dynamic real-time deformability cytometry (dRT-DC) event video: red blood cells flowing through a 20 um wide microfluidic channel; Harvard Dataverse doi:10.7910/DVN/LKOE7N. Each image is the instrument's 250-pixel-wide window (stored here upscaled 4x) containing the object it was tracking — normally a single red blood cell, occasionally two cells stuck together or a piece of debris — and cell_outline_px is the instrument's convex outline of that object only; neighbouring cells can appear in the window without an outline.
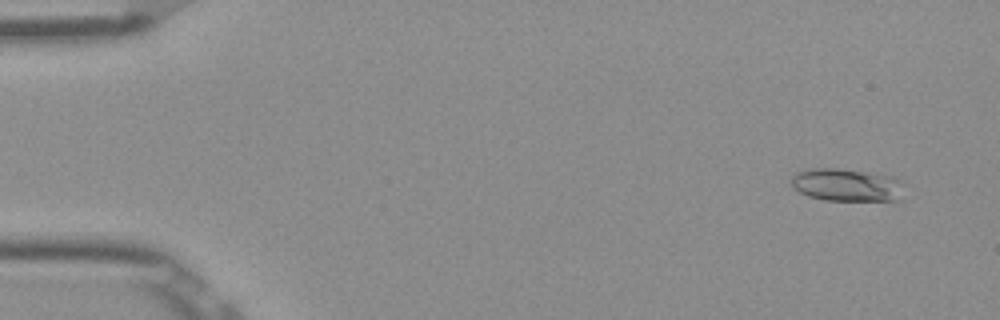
{"species": "Egyptian fruit bat (a non-hibernating species)", "species_latin": "Rousettus aegyptiacus", "temperature_condition": "room temperature", "stored_images_in_passage": 16, "camera_frame_rate_fps": 3000, "um_per_image_px": 0.085, "frame": {"image": 1, "passage_image": 3, "time_ms": 0.667, "image_size_px": [1000, 320], "cell_outline_px": [[904, 184], [900, 200], [824, 200], [808, 196], [792, 188], [792, 176], [796, 172], [812, 168], [836, 168], [892, 176], [900, 180]], "centroid_in_image_um": [71.96, 15.72], "position_along_channel_um": 13.0, "area_um2": 21.5}}
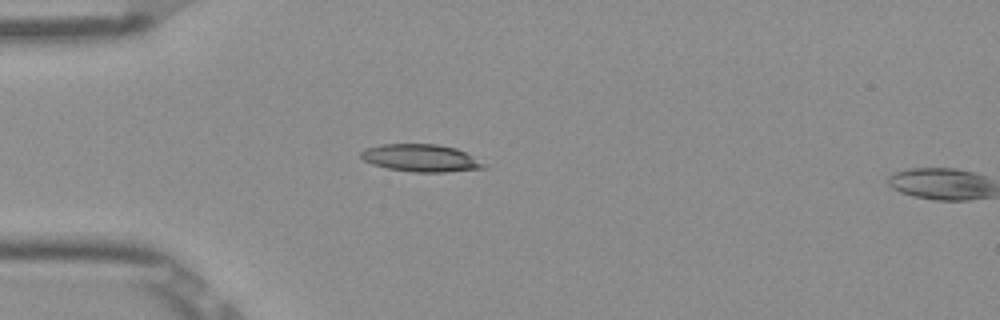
{"frame": {"image": 2, "passage_image": 14, "time_ms": 4.333, "image_size_px": [1000, 320], "cell_outline_px": [[488, 168], [444, 172], [412, 172], [388, 168], [372, 164], [364, 160], [360, 156], [360, 152], [364, 148], [380, 144], [436, 144], [456, 148], [472, 156], [484, 164]], "centroid_in_image_um": [35.74, 13.43], "position_along_channel_um": 49.3, "area_um2": 19.59}}